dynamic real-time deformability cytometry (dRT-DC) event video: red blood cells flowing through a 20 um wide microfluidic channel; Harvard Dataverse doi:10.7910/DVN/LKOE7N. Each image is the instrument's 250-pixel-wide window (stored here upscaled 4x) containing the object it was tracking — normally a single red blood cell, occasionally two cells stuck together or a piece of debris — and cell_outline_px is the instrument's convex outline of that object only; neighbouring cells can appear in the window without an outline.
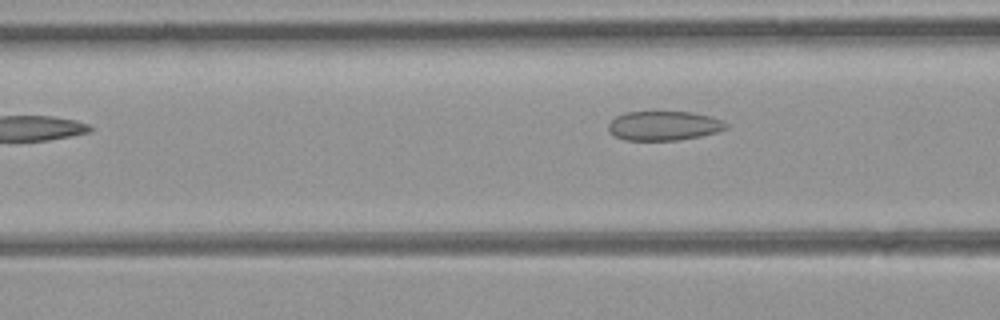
{"species": "common noctule bat (a hibernating species)", "species_latin": "Nyctalus noctula", "temperature_condition": "room temperature", "stored_images_in_passage": 7, "camera_frame_rate_fps": 3000, "um_per_image_px": 0.085, "animal": {"sex": "female", "body_mass_g": 21.9}, "frame": {"image": 1, "passage_image": 7, "time_ms": 2.0, "image_size_px": [1000, 320], "cell_outline_px": [[728, 128], [716, 132], [700, 136], [680, 140], [624, 140], [608, 132], [608, 124], [616, 116], [624, 112], [692, 112], [708, 116], [720, 120], [728, 124]], "centroid_in_image_um": [56.4, 10.69], "position_along_channel_um": 110.2, "area_um2": 20.06}}